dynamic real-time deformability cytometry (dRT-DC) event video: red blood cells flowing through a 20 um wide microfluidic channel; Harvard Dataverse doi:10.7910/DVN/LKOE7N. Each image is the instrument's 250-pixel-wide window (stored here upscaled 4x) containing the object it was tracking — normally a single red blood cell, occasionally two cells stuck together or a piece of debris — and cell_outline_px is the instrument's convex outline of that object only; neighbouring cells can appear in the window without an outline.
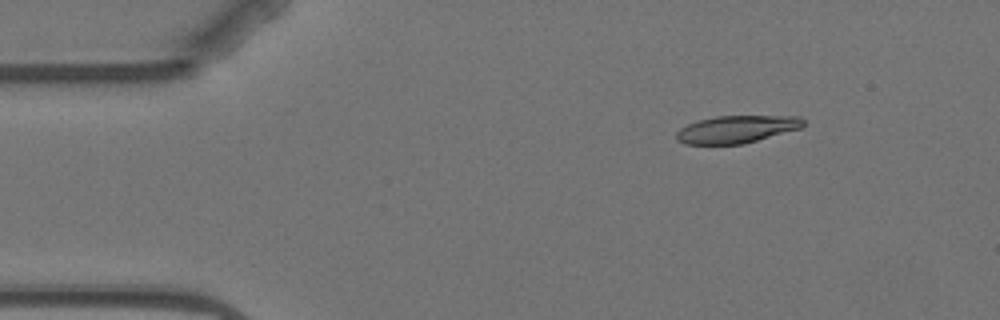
{"species": "Egyptian fruit bat (a non-hibernating species)", "species_latin": "Rousettus aegyptiacus", "temperature_condition": "warm", "stored_images_in_passage": 3, "camera_frame_rate_fps": 3000, "um_per_image_px": 0.085, "animal": {"sex": "female"}, "frame": {"image": 1, "passage_image": 1, "time_ms": 0.0, "image_size_px": [1000, 320], "cell_outline_px": [[804, 124], [800, 128], [744, 144], [684, 144], [676, 140], [676, 132], [680, 128], [696, 120], [716, 116], [800, 116], [804, 120]], "centroid_in_image_um": [62.58, 10.98], "position_along_channel_um": 22.4, "area_um2": 20.35}}